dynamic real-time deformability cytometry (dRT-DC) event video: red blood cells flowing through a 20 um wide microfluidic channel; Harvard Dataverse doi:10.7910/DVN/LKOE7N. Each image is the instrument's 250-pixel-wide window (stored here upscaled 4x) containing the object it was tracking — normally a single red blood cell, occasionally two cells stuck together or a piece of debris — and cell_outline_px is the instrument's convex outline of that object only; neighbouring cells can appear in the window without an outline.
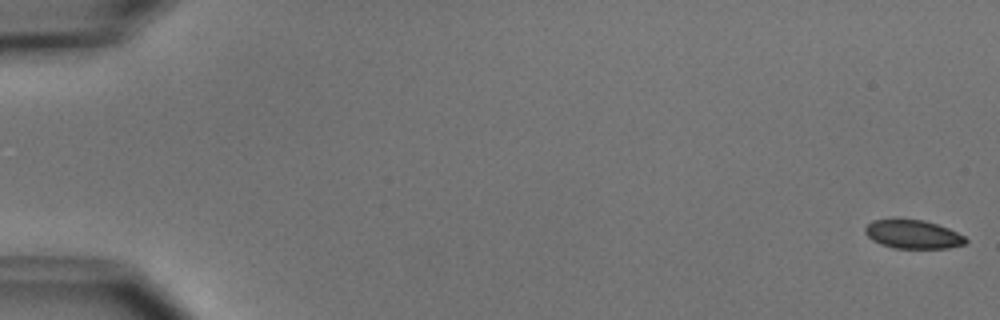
{"species": "common noctule bat (a hibernating species)", "species_latin": "Nyctalus noctula", "temperature_condition": "cold", "stored_images_in_passage": 54, "camera_frame_rate_fps": 3000, "um_per_image_px": 0.085, "animal": {"sex": "male", "body_mass_g": 15.6}, "frame": {"image": 1, "passage_image": 1, "time_ms": 0.0, "image_size_px": [1000, 320], "cell_outline_px": [[968, 240], [964, 244], [948, 248], [892, 248], [880, 244], [872, 240], [864, 232], [864, 228], [872, 220], [892, 216], [924, 220], [948, 228], [964, 236]], "centroid_in_image_um": [77.52, 19.87], "position_along_channel_um": 7.5, "area_um2": 17.34}}
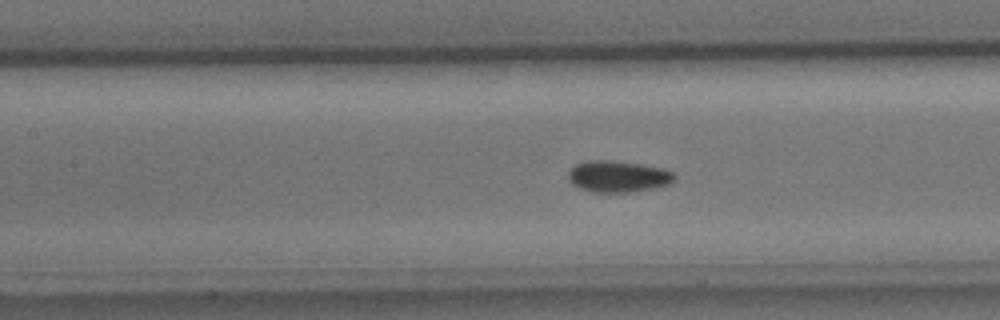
{"frame": {"image": 2, "passage_image": 25, "time_ms": 8.0, "image_size_px": [1000, 320], "cell_outline_px": [[676, 176], [668, 184], [656, 188], [628, 192], [592, 192], [580, 188], [572, 184], [568, 180], [568, 172], [576, 164], [588, 160], [612, 160], [640, 164], [664, 168], [672, 172]], "centroid_in_image_um": [52.51, 14.99], "position_along_channel_um": 154.9, "area_um2": 19.48}}
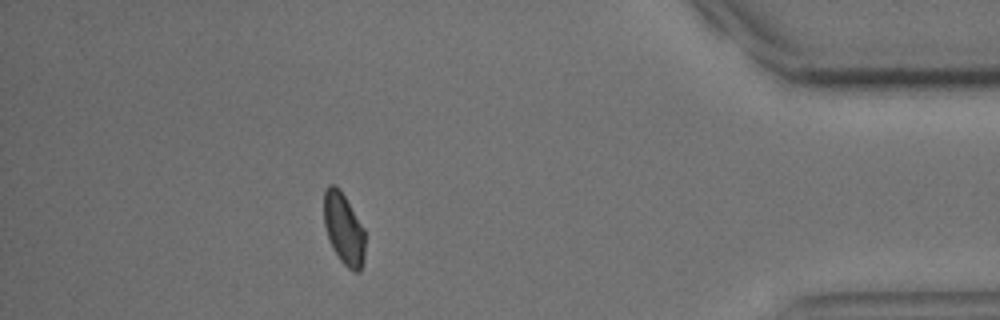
{"frame": {"image": 3, "passage_image": 48, "time_ms": 15.667, "image_size_px": [1000, 320], "cell_outline_px": [[364, 260], [360, 272], [352, 272], [340, 260], [332, 248], [324, 224], [324, 188], [328, 184], [336, 184], [340, 188], [364, 228]], "centroid_in_image_um": [29.21, 19.43], "position_along_channel_um": 406.0, "area_um2": 17.34}, "authors_computed_cell_mechanics": {"area_um2": 18.0914, "velocity_mm_per_s": 3.8081, "shape_relaxation_time_tau1_ms": 5.5616, "shape_relaxation_time_tau2_ms": null, "deformation_change_tau1": 0.1061, "deformation_change_tau2": null}}